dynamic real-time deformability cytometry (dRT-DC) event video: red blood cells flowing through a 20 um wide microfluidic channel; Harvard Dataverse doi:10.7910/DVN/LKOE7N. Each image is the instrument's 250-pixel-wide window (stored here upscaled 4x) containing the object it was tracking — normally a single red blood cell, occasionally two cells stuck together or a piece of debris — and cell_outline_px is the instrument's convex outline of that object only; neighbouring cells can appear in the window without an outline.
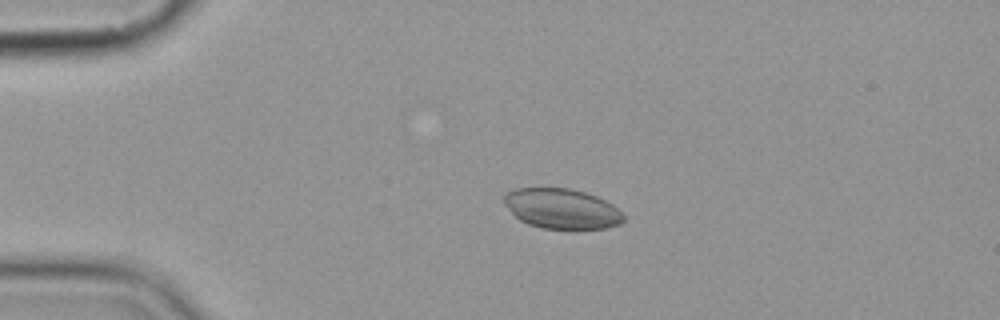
{"species": "common noctule bat (a hibernating species)", "species_latin": "Nyctalus noctula", "temperature_condition": "cold", "stored_images_in_passage": 4, "camera_frame_rate_fps": 3000, "um_per_image_px": 0.085, "animal": {"sex": "female", "body_mass_g": 19.9}, "frame": {"image": 1, "passage_image": 2, "time_ms": 2.0, "image_size_px": [1000, 320], "cell_outline_px": [[624, 220], [620, 224], [608, 228], [576, 232], [540, 228], [528, 224], [520, 220], [504, 204], [504, 196], [508, 192], [516, 188], [568, 188], [584, 192], [596, 196], [612, 204], [624, 216]], "centroid_in_image_um": [47.78, 17.79], "position_along_channel_um": 37.2, "area_um2": 28.61}}